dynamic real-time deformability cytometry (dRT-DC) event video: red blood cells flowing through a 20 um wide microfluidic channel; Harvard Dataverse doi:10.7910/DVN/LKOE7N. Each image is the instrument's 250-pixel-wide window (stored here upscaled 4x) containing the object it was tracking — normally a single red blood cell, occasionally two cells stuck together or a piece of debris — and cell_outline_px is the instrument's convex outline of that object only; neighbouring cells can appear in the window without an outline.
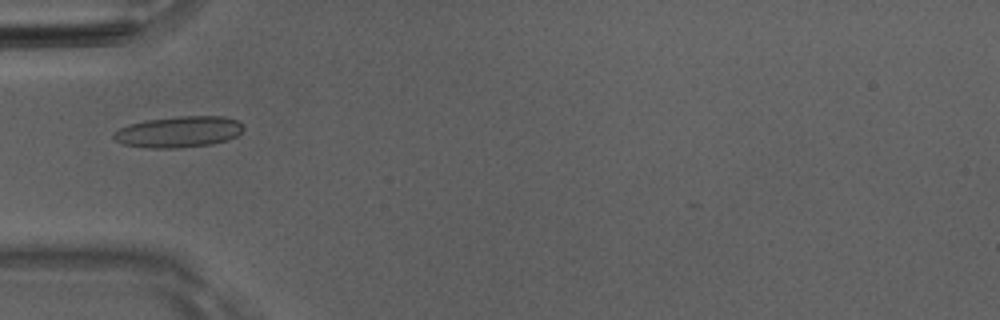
{"species": "Egyptian fruit bat (a non-hibernating species)", "species_latin": "Rousettus aegyptiacus", "temperature_condition": "room temperature", "stored_images_in_passage": 35, "camera_frame_rate_fps": 3000, "um_per_image_px": 0.085, "animal": {"sex": "male"}, "frame": {"image": 1, "passage_image": 1, "time_ms": 0.0, "image_size_px": [1000, 320], "cell_outline_px": [[244, 128], [236, 136], [228, 140], [212, 144], [180, 148], [148, 148], [124, 144], [116, 140], [112, 136], [112, 132], [128, 124], [148, 120], [180, 116], [224, 116], [236, 120], [244, 124]], "centroid_in_image_um": [15.2, 11.21], "position_along_channel_um": 69.8, "area_um2": 23.64}}
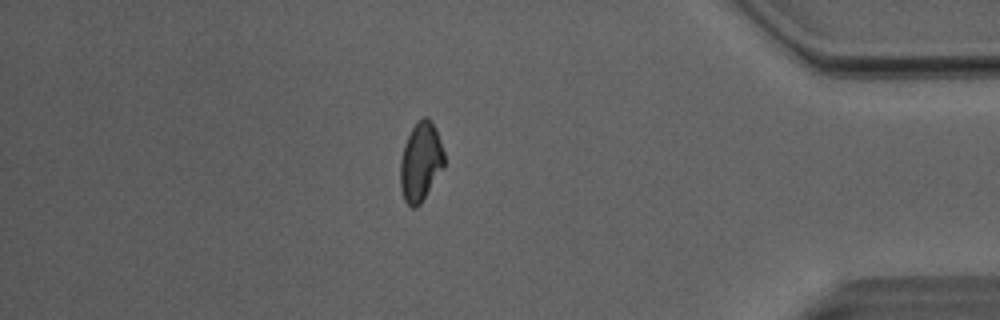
{"frame": {"image": 2, "passage_image": 28, "time_ms": 9.0, "image_size_px": [1000, 320], "cell_outline_px": [[444, 168], [420, 204], [416, 208], [412, 208], [404, 200], [400, 188], [400, 160], [404, 144], [416, 120], [424, 116], [428, 116], [432, 120], [436, 128], [444, 152]], "centroid_in_image_um": [35.75, 13.73], "position_along_channel_um": 399.4, "area_um2": 20.52}}
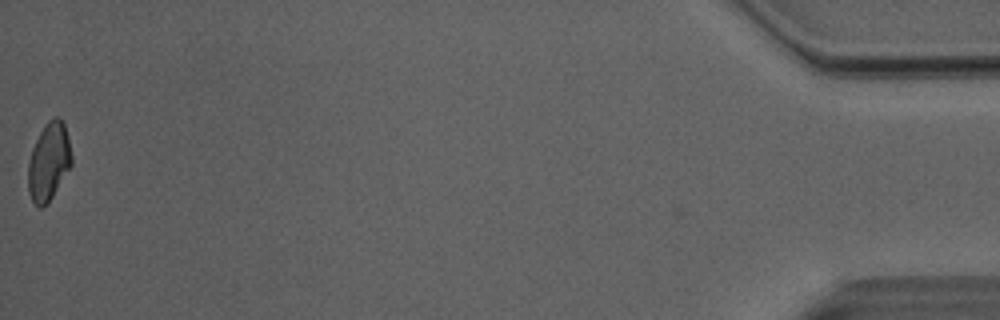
{"frame": {"image": 3, "passage_image": 35, "time_ms": 11.333, "image_size_px": [1000, 320], "cell_outline_px": [[72, 164], [52, 196], [40, 208], [32, 200], [28, 192], [28, 164], [32, 148], [44, 124], [48, 120], [56, 116], [60, 116], [64, 124], [72, 156]], "centroid_in_image_um": [4.14, 13.7], "position_along_channel_um": 431.1, "area_um2": 19.42}, "authors_computed_cell_mechanics": {"area_um2": 20.4612, "velocity_mm_per_s": 4.0565, "shape_relaxation_time_tau1_ms": 7.5655, "shape_relaxation_time_tau2_ms": 4.0747, "deformation_change_tau1": 0.1569, "deformation_change_tau2": 0.1119}}